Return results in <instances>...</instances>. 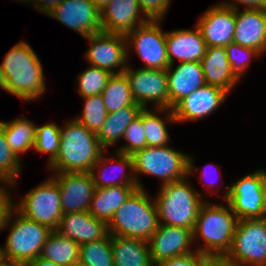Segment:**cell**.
I'll list each match as a JSON object with an SVG mask.
<instances>
[{
    "label": "cell",
    "instance_id": "obj_31",
    "mask_svg": "<svg viewBox=\"0 0 266 266\" xmlns=\"http://www.w3.org/2000/svg\"><path fill=\"white\" fill-rule=\"evenodd\" d=\"M40 257L61 266H74L80 258V245L52 230L42 247Z\"/></svg>",
    "mask_w": 266,
    "mask_h": 266
},
{
    "label": "cell",
    "instance_id": "obj_53",
    "mask_svg": "<svg viewBox=\"0 0 266 266\" xmlns=\"http://www.w3.org/2000/svg\"><path fill=\"white\" fill-rule=\"evenodd\" d=\"M261 170H262V173L264 174V179L266 180V171L264 168H261Z\"/></svg>",
    "mask_w": 266,
    "mask_h": 266
},
{
    "label": "cell",
    "instance_id": "obj_15",
    "mask_svg": "<svg viewBox=\"0 0 266 266\" xmlns=\"http://www.w3.org/2000/svg\"><path fill=\"white\" fill-rule=\"evenodd\" d=\"M229 94L223 89L203 85L187 97L181 99L172 112L177 123L198 122L211 114H214L225 103Z\"/></svg>",
    "mask_w": 266,
    "mask_h": 266
},
{
    "label": "cell",
    "instance_id": "obj_40",
    "mask_svg": "<svg viewBox=\"0 0 266 266\" xmlns=\"http://www.w3.org/2000/svg\"><path fill=\"white\" fill-rule=\"evenodd\" d=\"M125 140L123 145L116 146L117 152L133 155L137 150L146 147V138L144 128L142 125V110L139 116L134 119L131 124L126 128L122 141Z\"/></svg>",
    "mask_w": 266,
    "mask_h": 266
},
{
    "label": "cell",
    "instance_id": "obj_23",
    "mask_svg": "<svg viewBox=\"0 0 266 266\" xmlns=\"http://www.w3.org/2000/svg\"><path fill=\"white\" fill-rule=\"evenodd\" d=\"M56 231L79 245L103 239L109 234L108 224L88 211L63 214Z\"/></svg>",
    "mask_w": 266,
    "mask_h": 266
},
{
    "label": "cell",
    "instance_id": "obj_51",
    "mask_svg": "<svg viewBox=\"0 0 266 266\" xmlns=\"http://www.w3.org/2000/svg\"><path fill=\"white\" fill-rule=\"evenodd\" d=\"M74 266H89V265L84 264L83 262L78 261Z\"/></svg>",
    "mask_w": 266,
    "mask_h": 266
},
{
    "label": "cell",
    "instance_id": "obj_11",
    "mask_svg": "<svg viewBox=\"0 0 266 266\" xmlns=\"http://www.w3.org/2000/svg\"><path fill=\"white\" fill-rule=\"evenodd\" d=\"M226 254L240 266H266V217L240 219Z\"/></svg>",
    "mask_w": 266,
    "mask_h": 266
},
{
    "label": "cell",
    "instance_id": "obj_19",
    "mask_svg": "<svg viewBox=\"0 0 266 266\" xmlns=\"http://www.w3.org/2000/svg\"><path fill=\"white\" fill-rule=\"evenodd\" d=\"M149 245L153 265L196 251L192 230L171 225L159 224L157 231L149 240Z\"/></svg>",
    "mask_w": 266,
    "mask_h": 266
},
{
    "label": "cell",
    "instance_id": "obj_41",
    "mask_svg": "<svg viewBox=\"0 0 266 266\" xmlns=\"http://www.w3.org/2000/svg\"><path fill=\"white\" fill-rule=\"evenodd\" d=\"M144 16L151 21H164L172 0H137Z\"/></svg>",
    "mask_w": 266,
    "mask_h": 266
},
{
    "label": "cell",
    "instance_id": "obj_9",
    "mask_svg": "<svg viewBox=\"0 0 266 266\" xmlns=\"http://www.w3.org/2000/svg\"><path fill=\"white\" fill-rule=\"evenodd\" d=\"M264 183L262 170H254L225 186L219 196L231 206L239 220L264 218Z\"/></svg>",
    "mask_w": 266,
    "mask_h": 266
},
{
    "label": "cell",
    "instance_id": "obj_20",
    "mask_svg": "<svg viewBox=\"0 0 266 266\" xmlns=\"http://www.w3.org/2000/svg\"><path fill=\"white\" fill-rule=\"evenodd\" d=\"M101 12L102 32L126 35L149 21L137 0H110Z\"/></svg>",
    "mask_w": 266,
    "mask_h": 266
},
{
    "label": "cell",
    "instance_id": "obj_43",
    "mask_svg": "<svg viewBox=\"0 0 266 266\" xmlns=\"http://www.w3.org/2000/svg\"><path fill=\"white\" fill-rule=\"evenodd\" d=\"M154 266H202V254L200 252H192L170 259L162 260Z\"/></svg>",
    "mask_w": 266,
    "mask_h": 266
},
{
    "label": "cell",
    "instance_id": "obj_50",
    "mask_svg": "<svg viewBox=\"0 0 266 266\" xmlns=\"http://www.w3.org/2000/svg\"><path fill=\"white\" fill-rule=\"evenodd\" d=\"M264 205H265V217H266V180L264 183Z\"/></svg>",
    "mask_w": 266,
    "mask_h": 266
},
{
    "label": "cell",
    "instance_id": "obj_16",
    "mask_svg": "<svg viewBox=\"0 0 266 266\" xmlns=\"http://www.w3.org/2000/svg\"><path fill=\"white\" fill-rule=\"evenodd\" d=\"M51 177L60 188L62 214L88 211L95 185L90 173L62 172Z\"/></svg>",
    "mask_w": 266,
    "mask_h": 266
},
{
    "label": "cell",
    "instance_id": "obj_44",
    "mask_svg": "<svg viewBox=\"0 0 266 266\" xmlns=\"http://www.w3.org/2000/svg\"><path fill=\"white\" fill-rule=\"evenodd\" d=\"M220 5L240 10V5L243 6L241 10H264L266 11V0H223L217 2Z\"/></svg>",
    "mask_w": 266,
    "mask_h": 266
},
{
    "label": "cell",
    "instance_id": "obj_48",
    "mask_svg": "<svg viewBox=\"0 0 266 266\" xmlns=\"http://www.w3.org/2000/svg\"><path fill=\"white\" fill-rule=\"evenodd\" d=\"M0 88L1 90L7 92V80L3 68L1 66V63H0Z\"/></svg>",
    "mask_w": 266,
    "mask_h": 266
},
{
    "label": "cell",
    "instance_id": "obj_8",
    "mask_svg": "<svg viewBox=\"0 0 266 266\" xmlns=\"http://www.w3.org/2000/svg\"><path fill=\"white\" fill-rule=\"evenodd\" d=\"M14 202V209L26 219L46 225L51 230L58 228L63 215L60 188L51 176Z\"/></svg>",
    "mask_w": 266,
    "mask_h": 266
},
{
    "label": "cell",
    "instance_id": "obj_29",
    "mask_svg": "<svg viewBox=\"0 0 266 266\" xmlns=\"http://www.w3.org/2000/svg\"><path fill=\"white\" fill-rule=\"evenodd\" d=\"M167 124H177L172 109H142V125L146 138V147H159L169 145L171 137L167 128Z\"/></svg>",
    "mask_w": 266,
    "mask_h": 266
},
{
    "label": "cell",
    "instance_id": "obj_10",
    "mask_svg": "<svg viewBox=\"0 0 266 266\" xmlns=\"http://www.w3.org/2000/svg\"><path fill=\"white\" fill-rule=\"evenodd\" d=\"M162 22L149 20L125 35L128 63L131 60L130 52L133 50L138 59L144 63L143 68L167 69L170 66L166 31L162 29Z\"/></svg>",
    "mask_w": 266,
    "mask_h": 266
},
{
    "label": "cell",
    "instance_id": "obj_52",
    "mask_svg": "<svg viewBox=\"0 0 266 266\" xmlns=\"http://www.w3.org/2000/svg\"><path fill=\"white\" fill-rule=\"evenodd\" d=\"M0 266H13V265H10L9 263L3 261L0 263Z\"/></svg>",
    "mask_w": 266,
    "mask_h": 266
},
{
    "label": "cell",
    "instance_id": "obj_46",
    "mask_svg": "<svg viewBox=\"0 0 266 266\" xmlns=\"http://www.w3.org/2000/svg\"><path fill=\"white\" fill-rule=\"evenodd\" d=\"M11 2L18 1L22 4L26 3V5L32 6L39 13H42L45 16L49 14L59 3L63 0H10Z\"/></svg>",
    "mask_w": 266,
    "mask_h": 266
},
{
    "label": "cell",
    "instance_id": "obj_24",
    "mask_svg": "<svg viewBox=\"0 0 266 266\" xmlns=\"http://www.w3.org/2000/svg\"><path fill=\"white\" fill-rule=\"evenodd\" d=\"M233 43L266 53V11L236 10Z\"/></svg>",
    "mask_w": 266,
    "mask_h": 266
},
{
    "label": "cell",
    "instance_id": "obj_17",
    "mask_svg": "<svg viewBox=\"0 0 266 266\" xmlns=\"http://www.w3.org/2000/svg\"><path fill=\"white\" fill-rule=\"evenodd\" d=\"M107 152L108 150H105L91 168L90 174L95 188L138 186L134 176L132 155L113 150V155L109 156Z\"/></svg>",
    "mask_w": 266,
    "mask_h": 266
},
{
    "label": "cell",
    "instance_id": "obj_13",
    "mask_svg": "<svg viewBox=\"0 0 266 266\" xmlns=\"http://www.w3.org/2000/svg\"><path fill=\"white\" fill-rule=\"evenodd\" d=\"M85 39L89 42V48L83 56L89 65L112 74L124 73L128 66L125 35L100 32Z\"/></svg>",
    "mask_w": 266,
    "mask_h": 266
},
{
    "label": "cell",
    "instance_id": "obj_25",
    "mask_svg": "<svg viewBox=\"0 0 266 266\" xmlns=\"http://www.w3.org/2000/svg\"><path fill=\"white\" fill-rule=\"evenodd\" d=\"M201 64L206 84L219 87L228 94L241 82L231 70L225 47H207Z\"/></svg>",
    "mask_w": 266,
    "mask_h": 266
},
{
    "label": "cell",
    "instance_id": "obj_28",
    "mask_svg": "<svg viewBox=\"0 0 266 266\" xmlns=\"http://www.w3.org/2000/svg\"><path fill=\"white\" fill-rule=\"evenodd\" d=\"M138 188L122 185L95 188L88 212L108 224L119 207Z\"/></svg>",
    "mask_w": 266,
    "mask_h": 266
},
{
    "label": "cell",
    "instance_id": "obj_12",
    "mask_svg": "<svg viewBox=\"0 0 266 266\" xmlns=\"http://www.w3.org/2000/svg\"><path fill=\"white\" fill-rule=\"evenodd\" d=\"M127 76L135 103L142 108H169L168 78L166 69L134 68L128 63Z\"/></svg>",
    "mask_w": 266,
    "mask_h": 266
},
{
    "label": "cell",
    "instance_id": "obj_36",
    "mask_svg": "<svg viewBox=\"0 0 266 266\" xmlns=\"http://www.w3.org/2000/svg\"><path fill=\"white\" fill-rule=\"evenodd\" d=\"M79 73L76 89L82 98L101 94L112 76V73L92 65Z\"/></svg>",
    "mask_w": 266,
    "mask_h": 266
},
{
    "label": "cell",
    "instance_id": "obj_2",
    "mask_svg": "<svg viewBox=\"0 0 266 266\" xmlns=\"http://www.w3.org/2000/svg\"><path fill=\"white\" fill-rule=\"evenodd\" d=\"M60 146L56 158L47 165L52 173H90L105 149L96 133L87 129L73 117L60 126Z\"/></svg>",
    "mask_w": 266,
    "mask_h": 266
},
{
    "label": "cell",
    "instance_id": "obj_47",
    "mask_svg": "<svg viewBox=\"0 0 266 266\" xmlns=\"http://www.w3.org/2000/svg\"><path fill=\"white\" fill-rule=\"evenodd\" d=\"M25 266H61V265L45 260L42 257H38L33 261L28 262Z\"/></svg>",
    "mask_w": 266,
    "mask_h": 266
},
{
    "label": "cell",
    "instance_id": "obj_4",
    "mask_svg": "<svg viewBox=\"0 0 266 266\" xmlns=\"http://www.w3.org/2000/svg\"><path fill=\"white\" fill-rule=\"evenodd\" d=\"M190 177L159 186L153 196L159 224L193 230L201 205L206 201L202 193L189 182Z\"/></svg>",
    "mask_w": 266,
    "mask_h": 266
},
{
    "label": "cell",
    "instance_id": "obj_7",
    "mask_svg": "<svg viewBox=\"0 0 266 266\" xmlns=\"http://www.w3.org/2000/svg\"><path fill=\"white\" fill-rule=\"evenodd\" d=\"M188 154L170 144L144 147L133 155L134 176L139 188L145 189L140 175L160 179L159 186L180 181L188 176Z\"/></svg>",
    "mask_w": 266,
    "mask_h": 266
},
{
    "label": "cell",
    "instance_id": "obj_42",
    "mask_svg": "<svg viewBox=\"0 0 266 266\" xmlns=\"http://www.w3.org/2000/svg\"><path fill=\"white\" fill-rule=\"evenodd\" d=\"M14 188L10 183L0 184V233L6 226L10 213L14 210V201L11 191Z\"/></svg>",
    "mask_w": 266,
    "mask_h": 266
},
{
    "label": "cell",
    "instance_id": "obj_32",
    "mask_svg": "<svg viewBox=\"0 0 266 266\" xmlns=\"http://www.w3.org/2000/svg\"><path fill=\"white\" fill-rule=\"evenodd\" d=\"M101 95L108 114L135 103L125 73L112 74Z\"/></svg>",
    "mask_w": 266,
    "mask_h": 266
},
{
    "label": "cell",
    "instance_id": "obj_1",
    "mask_svg": "<svg viewBox=\"0 0 266 266\" xmlns=\"http://www.w3.org/2000/svg\"><path fill=\"white\" fill-rule=\"evenodd\" d=\"M42 65L27 41L15 44L1 62L7 80V93L18 97L23 104L39 101L47 91Z\"/></svg>",
    "mask_w": 266,
    "mask_h": 266
},
{
    "label": "cell",
    "instance_id": "obj_14",
    "mask_svg": "<svg viewBox=\"0 0 266 266\" xmlns=\"http://www.w3.org/2000/svg\"><path fill=\"white\" fill-rule=\"evenodd\" d=\"M46 16L58 20L84 39L102 32L101 12L91 0H63Z\"/></svg>",
    "mask_w": 266,
    "mask_h": 266
},
{
    "label": "cell",
    "instance_id": "obj_38",
    "mask_svg": "<svg viewBox=\"0 0 266 266\" xmlns=\"http://www.w3.org/2000/svg\"><path fill=\"white\" fill-rule=\"evenodd\" d=\"M225 49L231 70L240 81H242V77L246 76L245 72L248 71L254 58L258 60L263 57L257 50L235 43L226 45Z\"/></svg>",
    "mask_w": 266,
    "mask_h": 266
},
{
    "label": "cell",
    "instance_id": "obj_22",
    "mask_svg": "<svg viewBox=\"0 0 266 266\" xmlns=\"http://www.w3.org/2000/svg\"><path fill=\"white\" fill-rule=\"evenodd\" d=\"M170 65L167 71L169 109L181 99L206 84L201 62H181Z\"/></svg>",
    "mask_w": 266,
    "mask_h": 266
},
{
    "label": "cell",
    "instance_id": "obj_33",
    "mask_svg": "<svg viewBox=\"0 0 266 266\" xmlns=\"http://www.w3.org/2000/svg\"><path fill=\"white\" fill-rule=\"evenodd\" d=\"M22 165L6 143L3 120H0V181L10 183L16 188L21 178Z\"/></svg>",
    "mask_w": 266,
    "mask_h": 266
},
{
    "label": "cell",
    "instance_id": "obj_27",
    "mask_svg": "<svg viewBox=\"0 0 266 266\" xmlns=\"http://www.w3.org/2000/svg\"><path fill=\"white\" fill-rule=\"evenodd\" d=\"M143 108L134 103L131 106H127L107 114L106 120L96 133V136L101 144V146L108 150L110 148L115 150V144L123 139L126 128L131 124V122L139 116Z\"/></svg>",
    "mask_w": 266,
    "mask_h": 266
},
{
    "label": "cell",
    "instance_id": "obj_39",
    "mask_svg": "<svg viewBox=\"0 0 266 266\" xmlns=\"http://www.w3.org/2000/svg\"><path fill=\"white\" fill-rule=\"evenodd\" d=\"M195 156H193V154H188V176L194 177V174L196 175L197 173L199 174L200 177H198V179L200 180V182H202L203 186H205V194L207 195H211L213 194H218L219 190L222 189L223 186H225L224 184L220 187H218V184H214V183H218V181H216L217 179H220V177L222 176V171L220 169L219 164H214V163H210V164H206L204 165V167L202 166L200 167H196L195 166ZM203 168V169H202ZM204 182V183H203ZM217 188V189H216Z\"/></svg>",
    "mask_w": 266,
    "mask_h": 266
},
{
    "label": "cell",
    "instance_id": "obj_3",
    "mask_svg": "<svg viewBox=\"0 0 266 266\" xmlns=\"http://www.w3.org/2000/svg\"><path fill=\"white\" fill-rule=\"evenodd\" d=\"M221 203L208 198L199 209L192 233L195 249L201 254H226L231 248L239 219L226 201Z\"/></svg>",
    "mask_w": 266,
    "mask_h": 266
},
{
    "label": "cell",
    "instance_id": "obj_49",
    "mask_svg": "<svg viewBox=\"0 0 266 266\" xmlns=\"http://www.w3.org/2000/svg\"><path fill=\"white\" fill-rule=\"evenodd\" d=\"M95 6L101 11L103 7L109 3L110 0H91Z\"/></svg>",
    "mask_w": 266,
    "mask_h": 266
},
{
    "label": "cell",
    "instance_id": "obj_6",
    "mask_svg": "<svg viewBox=\"0 0 266 266\" xmlns=\"http://www.w3.org/2000/svg\"><path fill=\"white\" fill-rule=\"evenodd\" d=\"M9 231L1 245L3 261L13 266H25L40 257L51 229L23 217L15 209L10 213L4 230Z\"/></svg>",
    "mask_w": 266,
    "mask_h": 266
},
{
    "label": "cell",
    "instance_id": "obj_37",
    "mask_svg": "<svg viewBox=\"0 0 266 266\" xmlns=\"http://www.w3.org/2000/svg\"><path fill=\"white\" fill-rule=\"evenodd\" d=\"M84 101L81 114L73 117L87 129L97 133L106 120L107 111L102 99V95H93L82 98Z\"/></svg>",
    "mask_w": 266,
    "mask_h": 266
},
{
    "label": "cell",
    "instance_id": "obj_26",
    "mask_svg": "<svg viewBox=\"0 0 266 266\" xmlns=\"http://www.w3.org/2000/svg\"><path fill=\"white\" fill-rule=\"evenodd\" d=\"M114 266H154L149 241L111 235Z\"/></svg>",
    "mask_w": 266,
    "mask_h": 266
},
{
    "label": "cell",
    "instance_id": "obj_34",
    "mask_svg": "<svg viewBox=\"0 0 266 266\" xmlns=\"http://www.w3.org/2000/svg\"><path fill=\"white\" fill-rule=\"evenodd\" d=\"M79 261L89 266H114L111 235L80 245Z\"/></svg>",
    "mask_w": 266,
    "mask_h": 266
},
{
    "label": "cell",
    "instance_id": "obj_18",
    "mask_svg": "<svg viewBox=\"0 0 266 266\" xmlns=\"http://www.w3.org/2000/svg\"><path fill=\"white\" fill-rule=\"evenodd\" d=\"M196 25L207 47H225L233 43L236 27V10L215 3L202 12Z\"/></svg>",
    "mask_w": 266,
    "mask_h": 266
},
{
    "label": "cell",
    "instance_id": "obj_45",
    "mask_svg": "<svg viewBox=\"0 0 266 266\" xmlns=\"http://www.w3.org/2000/svg\"><path fill=\"white\" fill-rule=\"evenodd\" d=\"M202 266H240L227 254H202Z\"/></svg>",
    "mask_w": 266,
    "mask_h": 266
},
{
    "label": "cell",
    "instance_id": "obj_5",
    "mask_svg": "<svg viewBox=\"0 0 266 266\" xmlns=\"http://www.w3.org/2000/svg\"><path fill=\"white\" fill-rule=\"evenodd\" d=\"M142 188L135 189L108 223L110 235L149 241L159 226L154 197Z\"/></svg>",
    "mask_w": 266,
    "mask_h": 266
},
{
    "label": "cell",
    "instance_id": "obj_30",
    "mask_svg": "<svg viewBox=\"0 0 266 266\" xmlns=\"http://www.w3.org/2000/svg\"><path fill=\"white\" fill-rule=\"evenodd\" d=\"M23 116L3 121L6 143L20 161L22 154L33 149L37 128L35 121Z\"/></svg>",
    "mask_w": 266,
    "mask_h": 266
},
{
    "label": "cell",
    "instance_id": "obj_35",
    "mask_svg": "<svg viewBox=\"0 0 266 266\" xmlns=\"http://www.w3.org/2000/svg\"><path fill=\"white\" fill-rule=\"evenodd\" d=\"M60 140V126L56 122L50 121L40 126L37 124L33 150L46 154L49 165L58 154Z\"/></svg>",
    "mask_w": 266,
    "mask_h": 266
},
{
    "label": "cell",
    "instance_id": "obj_21",
    "mask_svg": "<svg viewBox=\"0 0 266 266\" xmlns=\"http://www.w3.org/2000/svg\"><path fill=\"white\" fill-rule=\"evenodd\" d=\"M166 47L170 65L174 60L181 62H201L207 51V44L195 24L193 28L166 31Z\"/></svg>",
    "mask_w": 266,
    "mask_h": 266
},
{
    "label": "cell",
    "instance_id": "obj_54",
    "mask_svg": "<svg viewBox=\"0 0 266 266\" xmlns=\"http://www.w3.org/2000/svg\"><path fill=\"white\" fill-rule=\"evenodd\" d=\"M3 262L2 253H1V245H0V263Z\"/></svg>",
    "mask_w": 266,
    "mask_h": 266
}]
</instances>
